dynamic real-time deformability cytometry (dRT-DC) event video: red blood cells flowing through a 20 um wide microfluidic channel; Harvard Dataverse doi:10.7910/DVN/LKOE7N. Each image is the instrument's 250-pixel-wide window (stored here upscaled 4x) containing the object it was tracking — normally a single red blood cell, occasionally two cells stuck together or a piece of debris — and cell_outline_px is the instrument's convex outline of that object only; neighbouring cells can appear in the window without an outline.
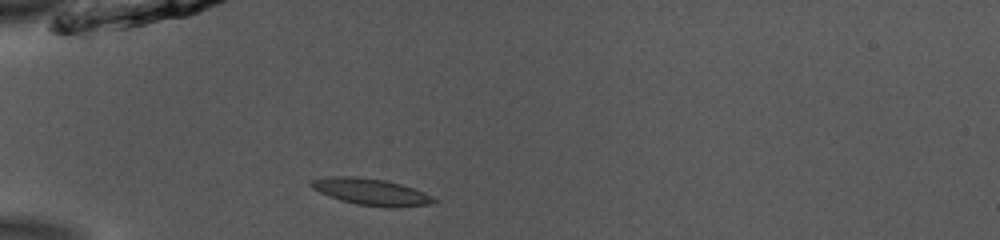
{"species": "common noctule bat (a hibernating species)", "species_latin": "Nyctalus noctula", "temperature_condition": "room temperature", "stored_images_in_passage": 38, "camera_frame_rate_fps": 3000, "um_per_image_px": 0.085, "animal": {"sex": "male", "body_mass_g": 13.0, "forearm_length_mm": 53.1}, "frame": {"image": 1, "passage_image": 2, "time_ms": 0.333, "image_size_px": [1000, 240], "cell_outline_px": [[440, 200], [432, 204], [396, 208], [384, 208], [356, 204], [340, 200], [328, 196], [312, 188], [308, 184], [312, 180], [332, 176], [356, 176], [384, 180], [400, 184], [424, 192]], "centroid_in_image_um": [31.57, 16.33], "position_along_channel_um": 53.4, "area_um2": 19.25}}
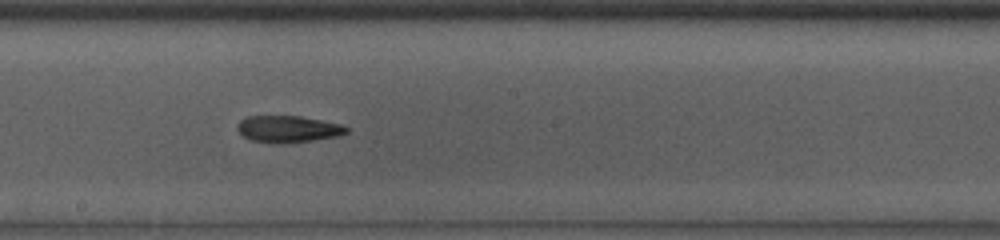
{"frame": {"image": 2, "passage_image": 16, "time_ms": 5.0, "image_size_px": [1000, 240], "cell_outline_px": [[348, 132], [340, 136], [288, 144], [272, 144], [252, 140], [244, 136], [236, 128], [240, 120], [244, 116], [300, 116], [340, 124], [348, 128]], "centroid_in_image_um": [24.48, 10.98], "position_along_channel_um": 223.7, "area_um2": 17.22}}
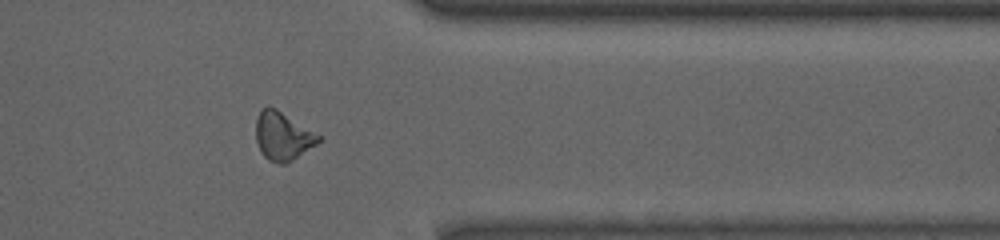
{"frame": {"image": 3, "passage_image": 29, "time_ms": 9.333, "image_size_px": [1000, 240], "cell_outline_px": [[324, 136], [316, 144], [292, 160], [284, 164], [280, 164], [268, 160], [264, 156], [256, 140], [256, 120], [260, 108], [268, 104], [276, 108]], "centroid_in_image_um": [24.04, 11.52], "position_along_channel_um": 387.4, "area_um2": 17.86}}